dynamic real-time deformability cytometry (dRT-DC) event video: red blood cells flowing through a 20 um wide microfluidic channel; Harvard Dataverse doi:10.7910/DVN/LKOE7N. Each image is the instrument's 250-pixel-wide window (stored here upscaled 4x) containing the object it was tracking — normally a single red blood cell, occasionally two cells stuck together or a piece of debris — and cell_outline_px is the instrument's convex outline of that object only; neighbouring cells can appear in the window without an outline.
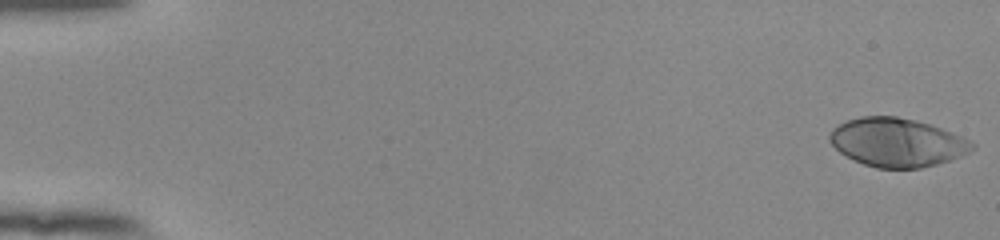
{"species": "human", "species_latin": "Homo sapiens", "temperature_condition": "room temperature", "stored_images_in_passage": 7, "camera_frame_rate_fps": 3000, "um_per_image_px": 0.085, "donor": {"sex": "female"}, "frame": {"image": 1, "passage_image": 1, "time_ms": 0.0, "image_size_px": [1000, 240], "cell_outline_px": [[976, 148], [960, 156], [936, 164], [920, 168], [876, 168], [864, 164], [840, 152], [828, 140], [828, 136], [832, 128], [848, 120], [860, 116], [896, 116], [916, 120], [952, 132], [972, 140], [976, 144]], "centroid_in_image_um": [76.26, 12.1], "position_along_channel_um": 8.7, "area_um2": 40.23}}